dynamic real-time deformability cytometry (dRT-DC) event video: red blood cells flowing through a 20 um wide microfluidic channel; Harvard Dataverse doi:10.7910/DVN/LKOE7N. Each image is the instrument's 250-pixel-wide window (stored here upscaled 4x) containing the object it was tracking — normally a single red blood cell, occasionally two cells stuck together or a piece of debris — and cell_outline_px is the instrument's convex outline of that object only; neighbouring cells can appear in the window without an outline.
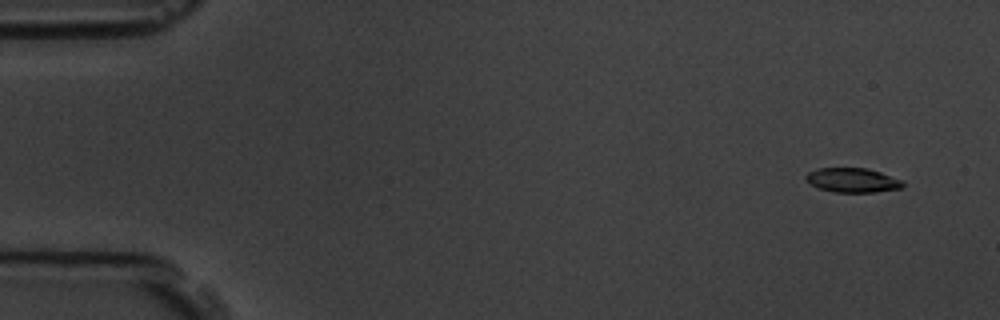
{"species": "common noctule bat (a hibernating species)", "species_latin": "Nyctalus noctula", "temperature_condition": "room temperature", "stored_images_in_passage": 4, "camera_frame_rate_fps": 3000, "um_per_image_px": 0.085, "animal": {"sex": "male", "body_mass_g": 19.5, "forearm_length_mm": 54.6}, "frame": {"image": 1, "passage_image": 1, "time_ms": 0.0, "image_size_px": [1000, 320], "cell_outline_px": [[904, 188], [876, 192], [836, 192], [820, 188], [812, 184], [804, 176], [808, 172], [816, 168], [868, 168], [904, 180]], "centroid_in_image_um": [72.53, 15.31], "position_along_channel_um": 12.5, "area_um2": 13.81}}
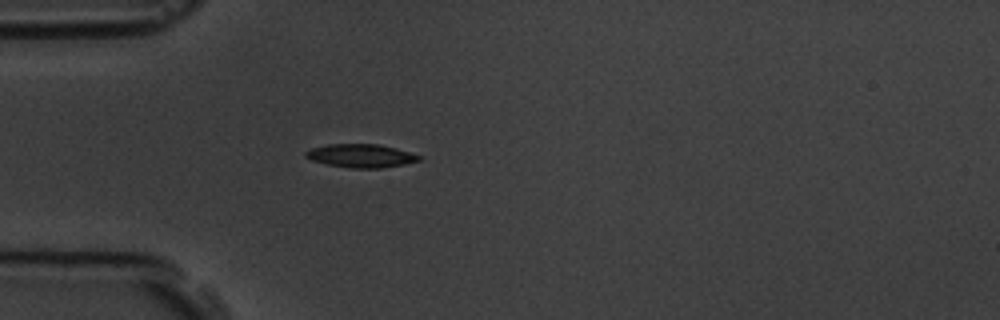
{"frame": {"image": 2, "passage_image": 4, "time_ms": 4.333, "image_size_px": [1000, 320], "cell_outline_px": [[420, 160], [404, 164], [380, 168], [352, 168], [328, 164], [312, 160], [304, 156], [304, 152], [312, 148], [328, 144], [380, 144], [396, 148], [420, 156]], "centroid_in_image_um": [30.65, 13.23], "position_along_channel_um": 54.3, "area_um2": 15.26}}